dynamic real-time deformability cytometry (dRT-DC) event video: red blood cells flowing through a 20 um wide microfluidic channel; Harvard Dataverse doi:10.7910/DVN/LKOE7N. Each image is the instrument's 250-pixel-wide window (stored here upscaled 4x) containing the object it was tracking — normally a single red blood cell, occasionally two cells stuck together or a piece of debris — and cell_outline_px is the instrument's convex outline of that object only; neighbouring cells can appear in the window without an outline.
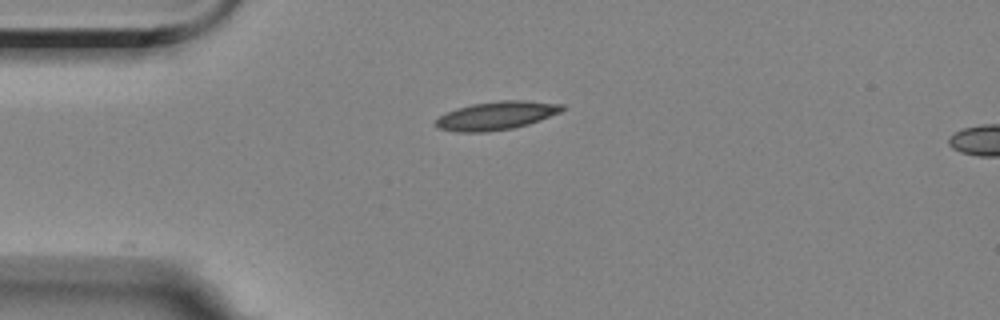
{"species": "Egyptian fruit bat (a non-hibernating species)", "species_latin": "Rousettus aegyptiacus", "temperature_condition": "room temperature", "stored_images_in_passage": 44, "camera_frame_rate_fps": 3000, "um_per_image_px": 0.085, "animal": {"sex": "female"}, "frame": {"image": 1, "passage_image": 1, "time_ms": 0.0, "image_size_px": [1000, 320], "cell_outline_px": [[564, 108], [560, 112], [540, 120], [528, 124], [512, 128], [488, 132], [456, 132], [440, 128], [436, 124], [436, 120], [444, 112], [456, 108], [472, 104], [500, 100], [524, 100], [564, 104]], "centroid_in_image_um": [42.19, 9.82], "position_along_channel_um": 42.8, "area_um2": 20.87}}
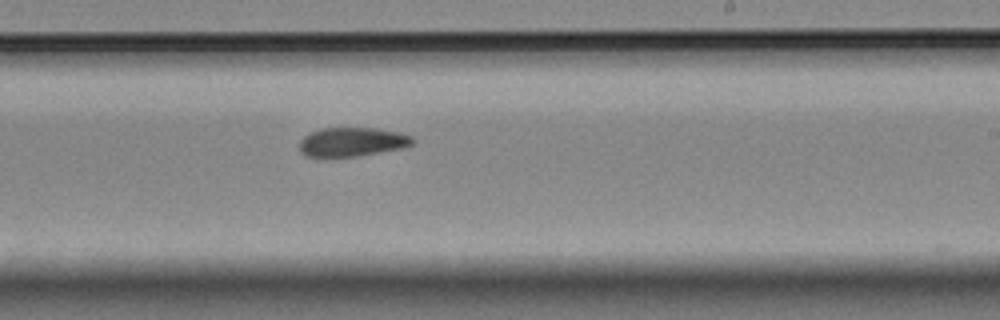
{"frame": {"image": 2, "passage_image": 21, "time_ms": 6.667, "image_size_px": [1000, 320], "cell_outline_px": [[416, 140], [412, 144], [404, 148], [352, 156], [308, 156], [300, 152], [300, 140], [304, 136], [320, 128], [376, 128], [400, 132], [412, 136]], "centroid_in_image_um": [29.97, 12.04], "position_along_channel_um": 259.0, "area_um2": 18.96}}
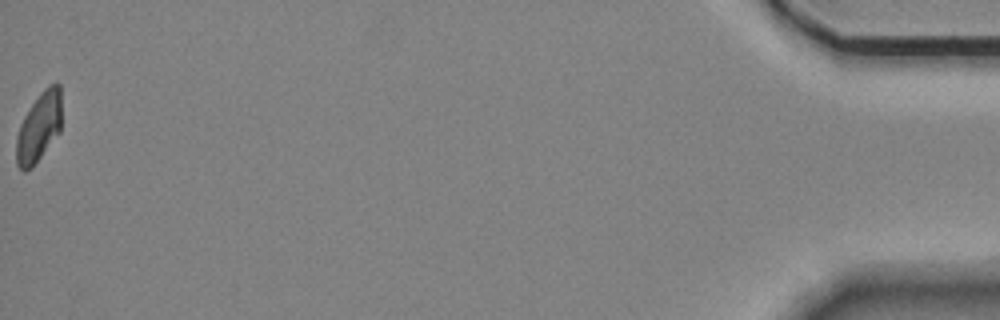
{"frame": {"image": 3, "passage_image": 44, "time_ms": 14.333, "image_size_px": [1000, 320], "cell_outline_px": [[60, 132], [32, 168], [24, 172], [16, 164], [16, 136], [20, 124], [24, 116], [40, 92], [48, 84], [56, 80], [60, 84]], "centroid_in_image_um": [3.3, 10.8], "position_along_channel_um": 431.9, "area_um2": 18.44}, "authors_computed_cell_mechanics": {"area_um2": 19.363, "velocity_mm_per_s": 3.5371, "shape_relaxation_time_tau1_ms": null, "shape_relaxation_time_tau2_ms": 9.2828, "deformation_change_tau1": null, "deformation_change_tau2": 0.153}}